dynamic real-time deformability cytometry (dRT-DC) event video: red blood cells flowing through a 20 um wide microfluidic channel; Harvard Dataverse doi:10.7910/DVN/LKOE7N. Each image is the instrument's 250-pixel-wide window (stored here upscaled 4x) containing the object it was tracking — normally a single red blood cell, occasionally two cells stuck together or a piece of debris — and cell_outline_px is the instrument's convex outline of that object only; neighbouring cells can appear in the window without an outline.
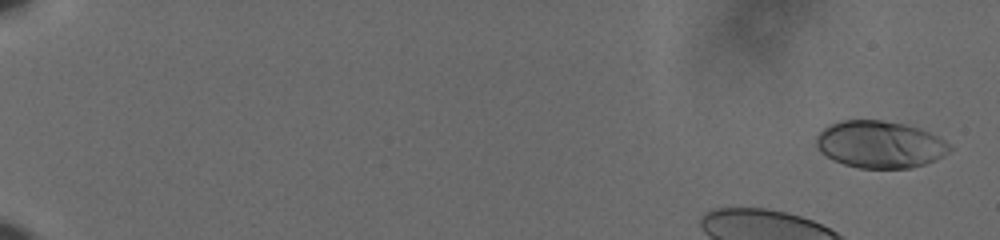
{"species": "human", "species_latin": "Homo sapiens", "temperature_condition": "cold", "stored_images_in_passage": 49, "camera_frame_rate_fps": 3000, "um_per_image_px": 0.085, "donor": {"sex": "male"}, "frame": {"image": 1, "passage_image": 2, "time_ms": 0.333, "image_size_px": [1000, 240], "cell_outline_px": [[952, 148], [948, 152], [936, 160], [924, 164], [908, 168], [860, 168], [844, 164], [832, 160], [816, 144], [816, 136], [828, 124], [840, 120], [880, 120], [904, 124], [928, 132], [944, 140]], "centroid_in_image_um": [74.77, 12.27], "position_along_channel_um": 10.2, "area_um2": 36.24}}
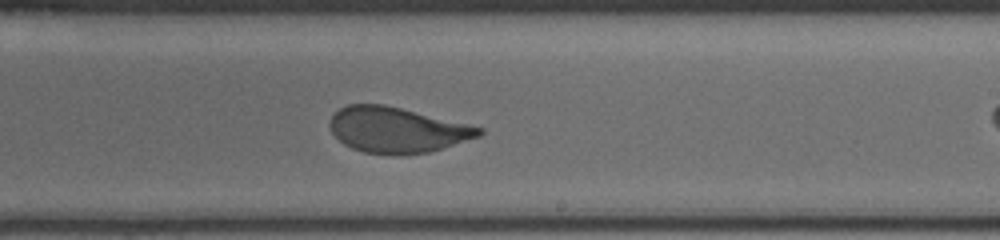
{"frame": {"image": 2, "passage_image": 35, "time_ms": 11.333, "image_size_px": [1000, 240], "cell_outline_px": [[484, 132], [480, 136], [428, 152], [396, 156], [364, 152], [352, 148], [344, 144], [332, 132], [328, 124], [332, 116], [340, 108], [348, 104], [384, 104], [468, 124], [484, 128]], "centroid_in_image_um": [33.73, 11.05], "position_along_channel_um": 255.3, "area_um2": 39.42}}
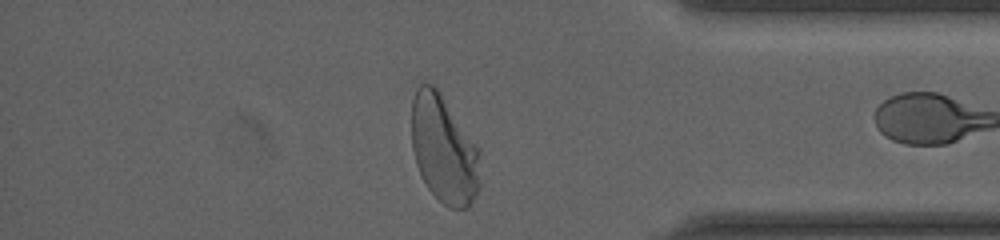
{"frame": {"image": 3, "passage_image": 48, "time_ms": 15.667, "image_size_px": [1000, 240], "cell_outline_px": [[480, 184], [468, 208], [448, 208], [428, 188], [420, 176], [416, 164], [412, 148], [412, 100], [416, 88], [420, 84], [432, 84], [440, 92], [480, 148]], "centroid_in_image_um": [37.74, 12.69], "position_along_channel_um": 397.5, "area_um2": 43.35}}